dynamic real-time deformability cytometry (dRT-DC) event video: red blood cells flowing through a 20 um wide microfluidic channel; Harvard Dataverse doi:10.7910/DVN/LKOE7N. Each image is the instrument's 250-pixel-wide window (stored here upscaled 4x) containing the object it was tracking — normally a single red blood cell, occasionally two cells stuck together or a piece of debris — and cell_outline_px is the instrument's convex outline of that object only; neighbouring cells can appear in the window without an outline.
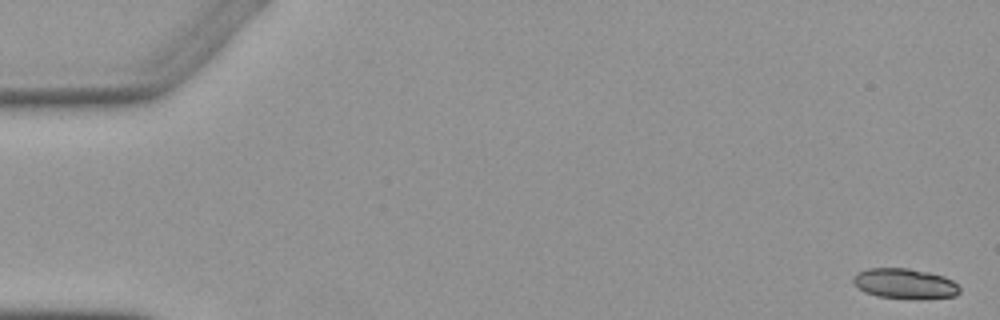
{"species": "Egyptian fruit bat (a non-hibernating species)", "species_latin": "Rousettus aegyptiacus", "temperature_condition": "warm", "stored_images_in_passage": 5, "camera_frame_rate_fps": 3000, "um_per_image_px": 0.085, "animal": {"sex": "female"}, "frame": {"image": 1, "passage_image": 1, "time_ms": 0.0, "image_size_px": [1000, 320], "cell_outline_px": [[960, 292], [956, 296], [880, 296], [864, 292], [852, 280], [856, 272], [868, 268], [908, 268], [928, 272], [944, 276], [952, 280], [960, 288]], "centroid_in_image_um": [76.87, 24.04], "position_along_channel_um": 8.1, "area_um2": 17.8}}
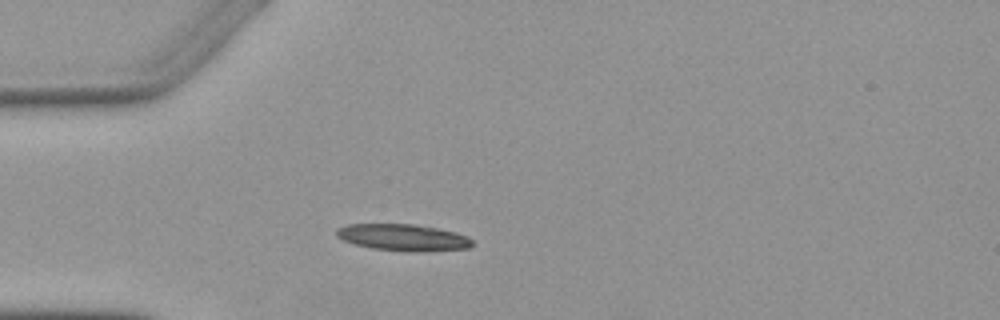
{"frame": {"image": 2, "passage_image": 5, "time_ms": 4.667, "image_size_px": [1000, 320], "cell_outline_px": [[472, 244], [468, 248], [424, 252], [372, 248], [356, 244], [344, 240], [336, 236], [336, 228], [348, 224], [412, 224], [436, 228], [456, 232], [468, 236], [472, 240]], "centroid_in_image_um": [34.27, 20.17], "position_along_channel_um": 50.7, "area_um2": 20.92}}